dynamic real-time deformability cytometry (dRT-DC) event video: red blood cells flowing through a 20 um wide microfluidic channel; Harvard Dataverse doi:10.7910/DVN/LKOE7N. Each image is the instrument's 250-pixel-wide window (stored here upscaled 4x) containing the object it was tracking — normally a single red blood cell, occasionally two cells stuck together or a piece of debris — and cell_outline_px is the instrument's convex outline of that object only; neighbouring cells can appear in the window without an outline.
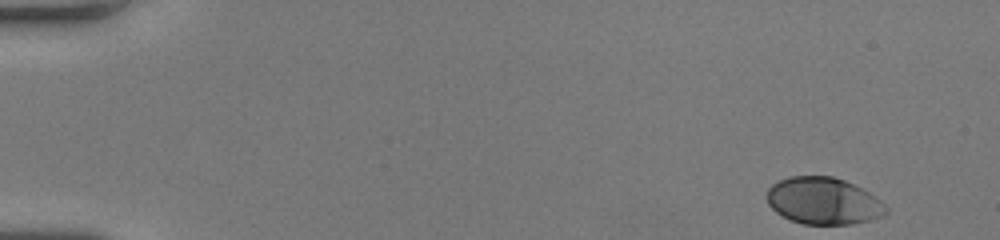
{"species": "human", "species_latin": "Homo sapiens", "temperature_condition": "room temperature", "stored_images_in_passage": 50, "camera_frame_rate_fps": 3000, "um_per_image_px": 0.085, "donor": {"sex": "female"}, "frame": {"image": 1, "passage_image": 1, "time_ms": 0.0, "image_size_px": [1000, 240], "cell_outline_px": [[888, 212], [884, 216], [852, 224], [804, 224], [788, 220], [776, 212], [768, 204], [768, 188], [772, 184], [788, 176], [832, 176], [844, 180], [868, 192], [880, 200], [888, 208]], "centroid_in_image_um": [69.98, 17.08], "position_along_channel_um": 15.0, "area_um2": 32.54}}
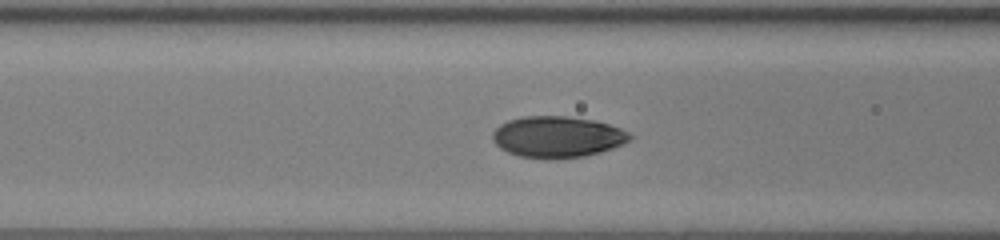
{"frame": {"image": 2, "passage_image": 20, "time_ms": 6.333, "image_size_px": [1000, 240], "cell_outline_px": [[632, 140], [624, 144], [600, 152], [584, 156], [520, 156], [508, 152], [500, 148], [492, 140], [492, 132], [500, 124], [508, 120], [524, 116], [568, 116], [596, 120], [620, 128], [628, 132], [632, 136]], "centroid_in_image_um": [47.4, 11.59], "position_along_channel_um": 119.2, "area_um2": 32.43}}
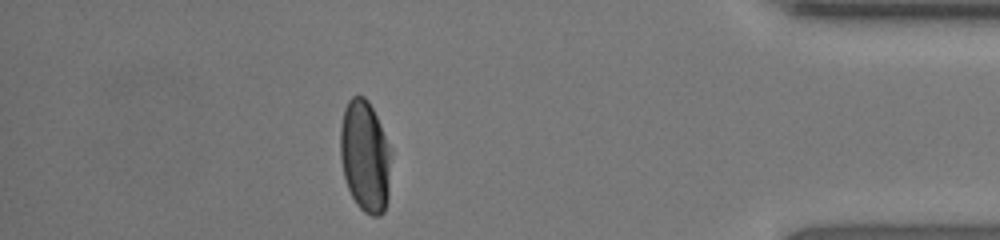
{"frame": {"image": 3, "passage_image": 44, "time_ms": 14.333, "image_size_px": [1000, 240], "cell_outline_px": [[392, 148], [388, 200], [384, 212], [380, 216], [372, 216], [364, 212], [356, 204], [348, 188], [344, 176], [340, 160], [340, 128], [344, 108], [348, 100], [352, 96], [364, 96], [368, 100]], "centroid_in_image_um": [31.04, 13.29], "position_along_channel_um": 404.2, "area_um2": 33.58}, "authors_computed_cell_mechanics": {"area_um2": 32.7726, "velocity_mm_per_s": 4.0294, "shape_relaxation_time_tau1_ms": 3.2301, "shape_relaxation_time_tau2_ms": null, "deformation_change_tau1": 0.1605, "deformation_change_tau2": null}}